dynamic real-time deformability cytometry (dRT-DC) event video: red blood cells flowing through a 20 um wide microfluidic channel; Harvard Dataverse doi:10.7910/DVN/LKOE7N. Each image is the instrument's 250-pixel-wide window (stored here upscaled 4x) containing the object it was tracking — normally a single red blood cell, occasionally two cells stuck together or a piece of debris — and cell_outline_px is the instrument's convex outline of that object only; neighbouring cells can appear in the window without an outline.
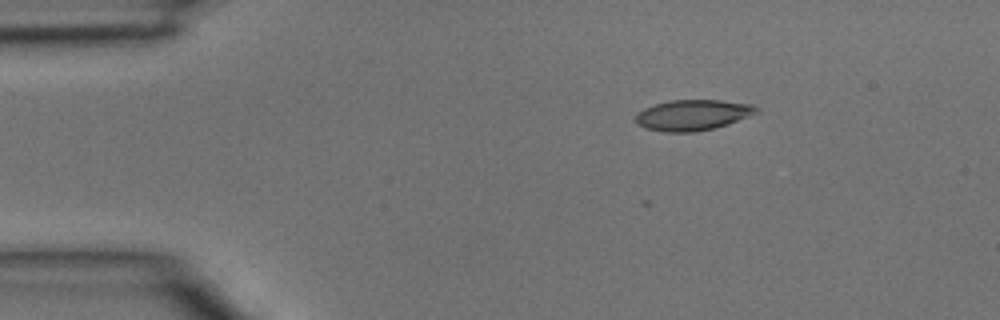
{"species": "common noctule bat (a hibernating species)", "species_latin": "Nyctalus noctula", "temperature_condition": "room temperature", "stored_images_in_passage": 3, "camera_frame_rate_fps": 3000, "um_per_image_px": 0.085, "animal": {"sex": "male", "body_mass_g": 15.6}, "frame": {"image": 1, "passage_image": 1, "time_ms": 0.0, "image_size_px": [1000, 320], "cell_outline_px": [[760, 112], [728, 124], [696, 132], [664, 132], [644, 128], [636, 124], [636, 112], [644, 108], [668, 100], [720, 100], [752, 104], [760, 108]], "centroid_in_image_um": [58.88, 9.77], "position_along_channel_um": 26.1, "area_um2": 21.79}}
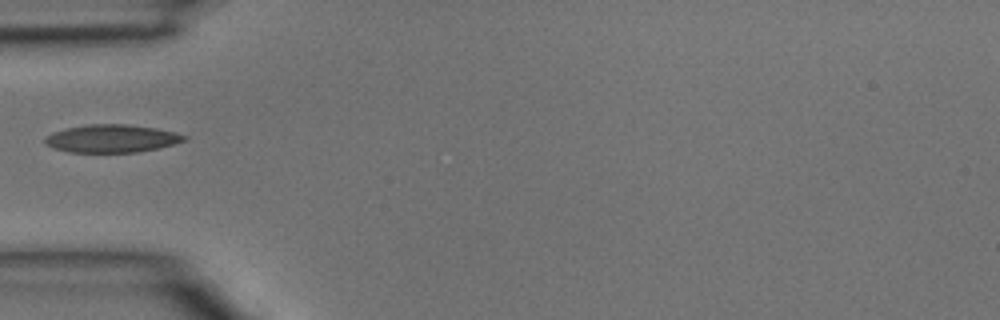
{"frame": {"image": 2, "passage_image": 3, "time_ms": 0.667, "image_size_px": [1000, 320], "cell_outline_px": [[188, 140], [156, 148], [136, 152], [68, 152], [52, 148], [44, 144], [44, 136], [52, 132], [68, 128], [88, 124], [124, 124], [156, 128], [188, 136]], "centroid_in_image_um": [9.44, 11.77], "position_along_channel_um": 75.6, "area_um2": 22.54}}